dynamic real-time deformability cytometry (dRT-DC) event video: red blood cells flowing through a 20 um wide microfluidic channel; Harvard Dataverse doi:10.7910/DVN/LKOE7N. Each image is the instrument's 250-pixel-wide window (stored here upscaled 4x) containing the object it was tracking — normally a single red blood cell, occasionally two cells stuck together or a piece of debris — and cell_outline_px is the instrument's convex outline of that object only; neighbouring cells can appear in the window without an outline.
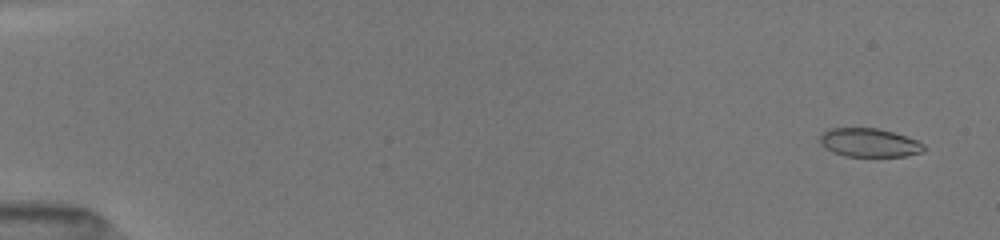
{"species": "common noctule bat (a hibernating species)", "species_latin": "Nyctalus noctula", "temperature_condition": "room temperature", "stored_images_in_passage": 43, "camera_frame_rate_fps": 3000, "um_per_image_px": 0.085, "animal": {"sex": "female", "body_mass_g": 19.5, "forearm_length_mm": 54.1}, "frame": {"image": 1, "passage_image": 6, "time_ms": 0.667, "image_size_px": [1000, 240], "cell_outline_px": [[924, 148], [920, 152], [904, 156], [844, 156], [832, 152], [820, 144], [820, 136], [824, 132], [832, 128], [880, 128], [916, 140], [924, 144]], "centroid_in_image_um": [73.85, 12.12], "position_along_channel_um": 11.2, "area_um2": 17.11}}
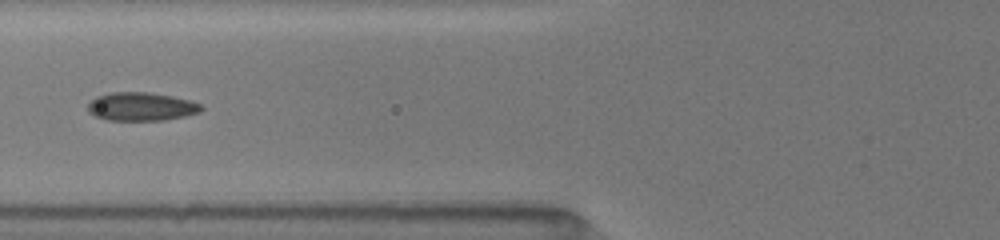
{"frame": {"image": 2, "passage_image": 31, "time_ms": 7.0, "image_size_px": [1000, 240], "cell_outline_px": [[204, 108], [200, 112], [184, 116], [164, 120], [108, 120], [96, 116], [88, 112], [88, 104], [96, 96], [112, 92], [148, 92], [172, 96], [188, 100], [200, 104]], "centroid_in_image_um": [12.0, 9.06], "position_along_channel_um": 113.8, "area_um2": 18.67}}
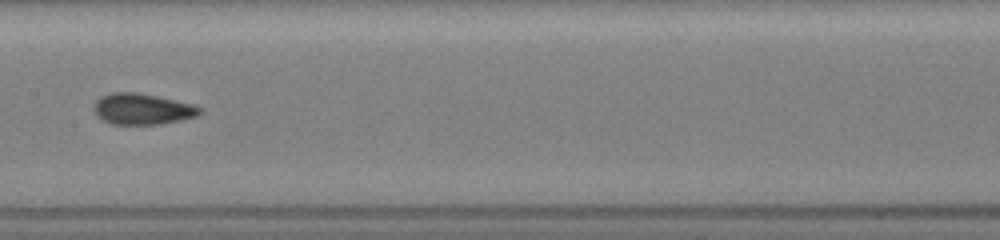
{"frame": {"image": 3, "passage_image": 42, "time_ms": 9.0, "image_size_px": [1000, 240], "cell_outline_px": [[204, 108], [196, 116], [180, 120], [160, 124], [112, 124], [96, 116], [92, 108], [92, 104], [100, 96], [112, 92], [136, 92], [156, 96], [192, 104]], "centroid_in_image_um": [12.04, 9.26], "position_along_channel_um": 195.4, "area_um2": 19.19}}